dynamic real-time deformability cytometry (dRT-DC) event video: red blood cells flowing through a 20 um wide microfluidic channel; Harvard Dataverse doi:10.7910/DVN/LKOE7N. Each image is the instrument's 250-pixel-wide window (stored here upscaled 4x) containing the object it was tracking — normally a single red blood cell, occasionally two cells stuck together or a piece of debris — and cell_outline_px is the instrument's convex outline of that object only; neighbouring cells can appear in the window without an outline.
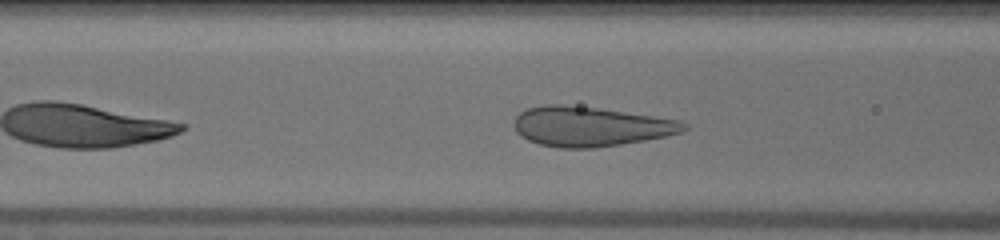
{"species": "human", "species_latin": "Homo sapiens", "temperature_condition": "warm", "stored_images_in_passage": 37, "camera_frame_rate_fps": 3000, "um_per_image_px": 0.085, "donor": {"sex": "male"}, "frame": {"image": 1, "passage_image": 5, "time_ms": 1.333, "image_size_px": [1000, 240], "cell_outline_px": [[688, 128], [680, 132], [664, 136], [644, 140], [620, 144], [592, 148], [560, 148], [540, 144], [528, 140], [516, 132], [512, 124], [516, 116], [520, 112], [528, 108], [544, 104], [560, 104], [596, 108], [676, 120], [688, 124]], "centroid_in_image_um": [50.1, 10.75], "position_along_channel_um": 116.5, "area_um2": 38.78}}
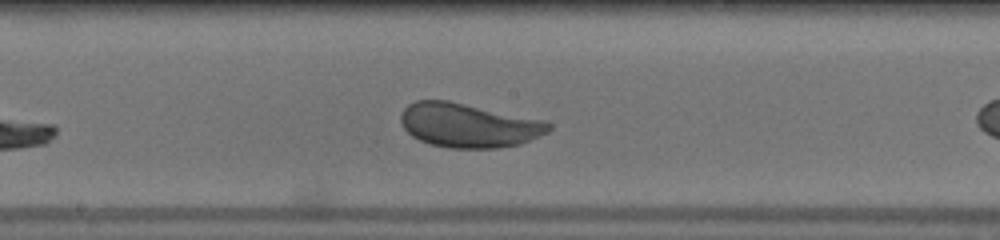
{"frame": {"image": 2, "passage_image": 12, "time_ms": 3.667, "image_size_px": [1000, 240], "cell_outline_px": [[552, 128], [548, 132], [520, 144], [500, 148], [448, 148], [428, 144], [412, 136], [404, 128], [400, 120], [400, 116], [404, 108], [408, 104], [416, 100], [448, 100], [540, 120], [552, 124]], "centroid_in_image_um": [39.78, 10.66], "position_along_channel_um": 208.4, "area_um2": 37.86}}
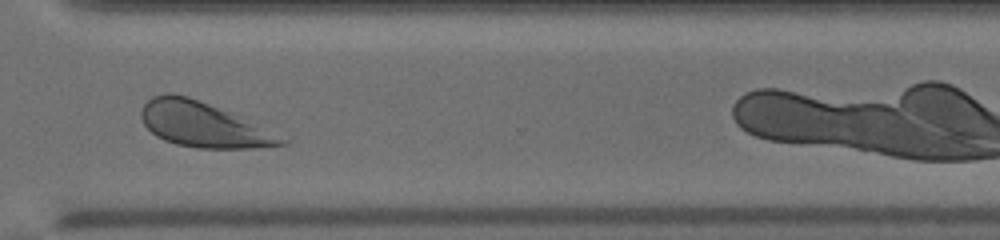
{"frame": {"image": 3, "passage_image": 23, "time_ms": 7.333, "image_size_px": [1000, 240], "cell_outline_px": [[292, 140], [288, 144], [252, 148], [200, 148], [176, 144], [164, 140], [156, 136], [144, 124], [140, 116], [140, 112], [144, 104], [152, 96], [168, 92], [172, 92], [188, 96], [228, 112]], "centroid_in_image_um": [17.26, 10.6], "position_along_channel_um": 353.3, "area_um2": 36.41}, "authors_computed_cell_mechanics": {"area_um2": 38.0324, "velocity_mm_per_s": 3.9471, "shape_relaxation_time_tau1_ms": 3.4997, "shape_relaxation_time_tau2_ms": null, "deformation_change_tau1": 0.1244, "deformation_change_tau2": null}}